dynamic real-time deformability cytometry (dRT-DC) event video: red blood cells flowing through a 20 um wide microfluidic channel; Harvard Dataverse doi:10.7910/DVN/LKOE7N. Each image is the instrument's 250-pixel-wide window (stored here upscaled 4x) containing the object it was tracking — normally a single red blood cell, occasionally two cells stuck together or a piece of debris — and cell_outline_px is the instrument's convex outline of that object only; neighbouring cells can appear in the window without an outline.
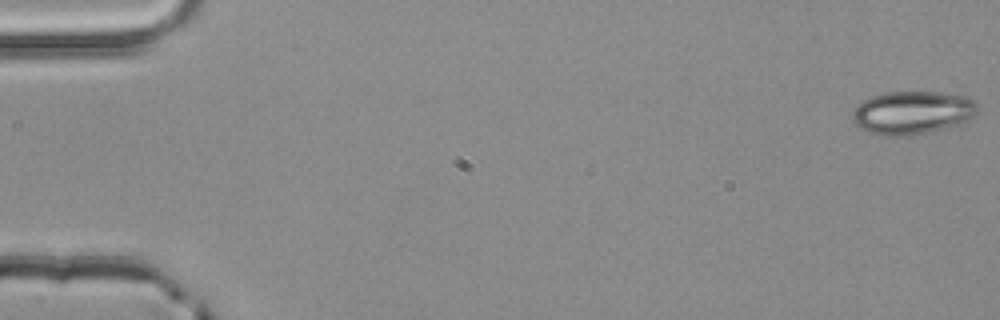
{"species": "common noctule bat (a hibernating species)", "species_latin": "Nyctalus noctula", "temperature_condition": "room temperature", "stored_images_in_passage": 52, "camera_frame_rate_fps": 3000, "um_per_image_px": 0.085, "animal": {"sex": "male", "body_mass_g": 20.4}, "frame": {"image": 1, "passage_image": 1, "time_ms": 0.0, "image_size_px": [1000, 320], "cell_outline_px": [[980, 108], [964, 124], [928, 132], [904, 136], [880, 136], [856, 124], [852, 120], [852, 112], [864, 100], [872, 96], [888, 92], [940, 92], [964, 96], [972, 100]], "centroid_in_image_um": [77.59, 9.58], "position_along_channel_um": 7.4, "area_um2": 31.33}}
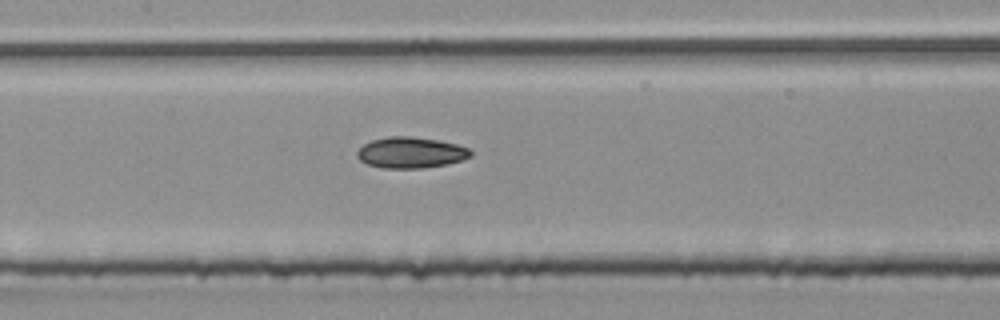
{"frame": {"image": 2, "passage_image": 26, "time_ms": 8.333, "image_size_px": [1000, 320], "cell_outline_px": [[472, 156], [448, 164], [420, 168], [384, 168], [368, 164], [360, 160], [356, 156], [356, 152], [364, 144], [372, 140], [388, 136], [412, 136], [440, 140], [456, 144], [468, 148], [472, 152]], "centroid_in_image_um": [34.91, 12.96], "position_along_channel_um": 172.5, "area_um2": 20.52}}
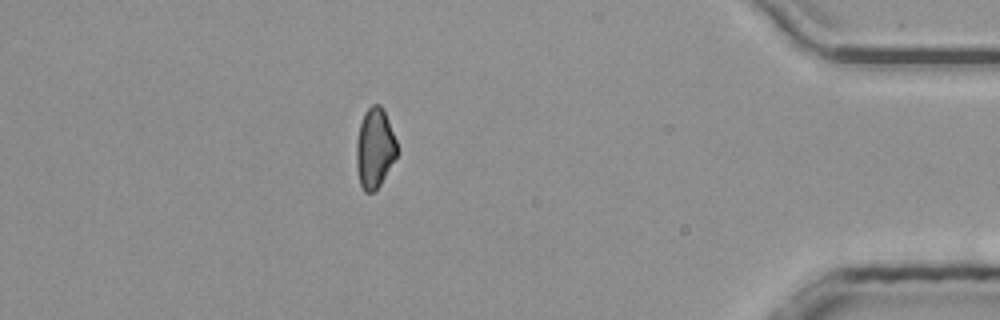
{"frame": {"image": 3, "passage_image": 47, "time_ms": 15.333, "image_size_px": [1000, 320], "cell_outline_px": [[400, 152], [380, 184], [372, 192], [364, 192], [360, 184], [356, 168], [356, 140], [360, 124], [364, 112], [372, 104], [380, 104], [388, 120], [396, 140]], "centroid_in_image_um": [31.85, 12.6], "position_along_channel_um": 403.3, "area_um2": 19.07}}